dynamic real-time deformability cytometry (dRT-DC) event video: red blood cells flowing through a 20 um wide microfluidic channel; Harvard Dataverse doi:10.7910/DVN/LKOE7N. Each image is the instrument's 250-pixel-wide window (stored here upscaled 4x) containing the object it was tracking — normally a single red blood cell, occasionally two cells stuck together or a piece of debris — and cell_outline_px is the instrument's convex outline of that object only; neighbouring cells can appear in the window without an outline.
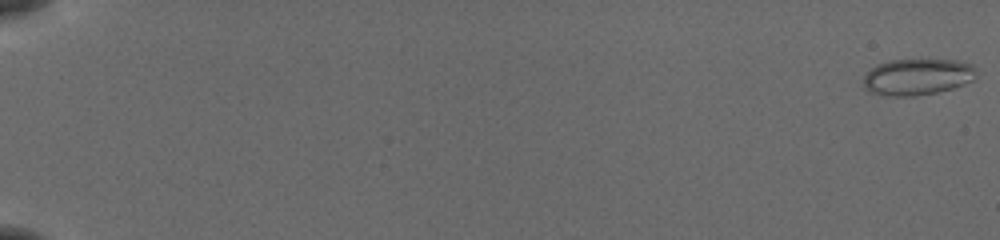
{"species": "common noctule bat (a hibernating species)", "species_latin": "Nyctalus noctula", "temperature_condition": "cold", "stored_images_in_passage": 55, "camera_frame_rate_fps": 3000, "um_per_image_px": 0.085, "animal": {"sex": "female", "body_mass_g": 19.5, "forearm_length_mm": 54.1}, "frame": {"image": 1, "passage_image": 1, "time_ms": 0.0, "image_size_px": [1000, 240], "cell_outline_px": [[976, 76], [972, 80], [952, 88], [936, 92], [916, 96], [884, 96], [868, 92], [864, 88], [864, 76], [876, 64], [888, 60], [956, 60], [972, 64]], "centroid_in_image_um": [77.92, 6.54], "position_along_channel_um": 7.1, "area_um2": 23.93}}
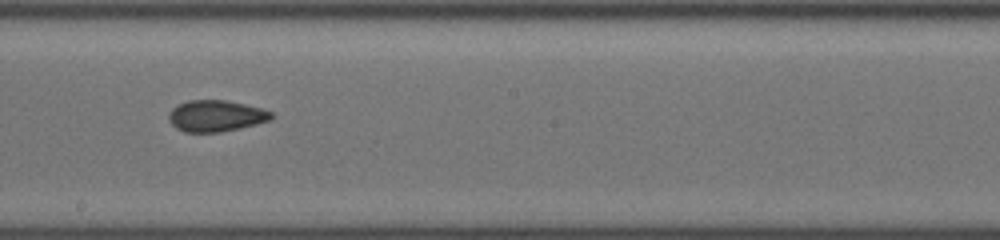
{"frame": {"image": 2, "passage_image": 34, "time_ms": 11.0, "image_size_px": [1000, 240], "cell_outline_px": [[276, 116], [272, 120], [240, 128], [220, 132], [184, 132], [176, 128], [168, 120], [168, 112], [172, 108], [188, 100], [224, 100], [244, 104], [260, 108], [272, 112]], "centroid_in_image_um": [18.36, 9.86], "position_along_channel_um": 229.8, "area_um2": 18.84}}
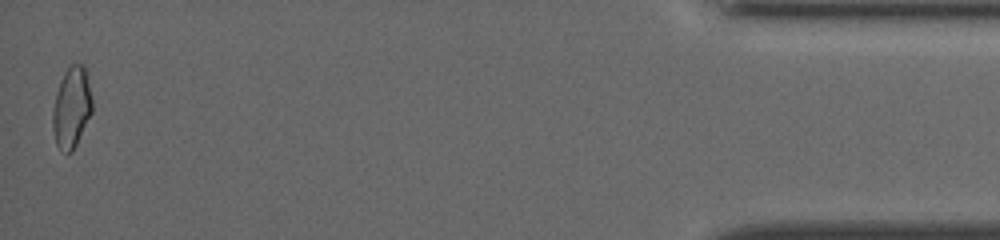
{"frame": {"image": 3, "passage_image": 55, "time_ms": 18.0, "image_size_px": [1000, 240], "cell_outline_px": [[92, 112], [72, 152], [68, 152], [60, 148], [56, 144], [52, 128], [52, 112], [56, 92], [60, 80], [64, 72], [72, 64], [84, 64], [92, 100]], "centroid_in_image_um": [6.07, 9.12], "position_along_channel_um": 429.1, "area_um2": 18.44}, "authors_computed_cell_mechanics": {"area_um2": 19.4208, "velocity_mm_per_s": 3.9133, "shape_relaxation_time_tau1_ms": null, "shape_relaxation_time_tau2_ms": 2.1476, "deformation_change_tau1": null, "deformation_change_tau2": 0.0762}}